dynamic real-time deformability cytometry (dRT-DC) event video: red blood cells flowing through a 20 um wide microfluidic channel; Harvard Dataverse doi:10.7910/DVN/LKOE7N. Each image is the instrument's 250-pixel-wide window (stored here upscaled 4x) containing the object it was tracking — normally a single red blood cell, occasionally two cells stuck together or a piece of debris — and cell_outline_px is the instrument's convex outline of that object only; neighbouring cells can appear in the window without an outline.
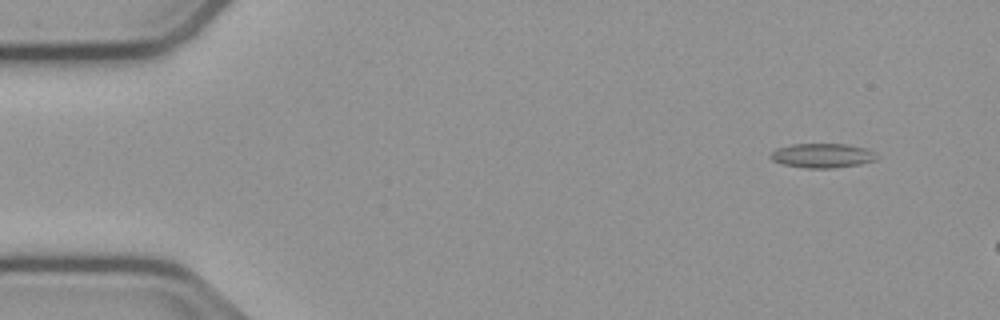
{"species": "common noctule bat (a hibernating species)", "species_latin": "Nyctalus noctula", "temperature_condition": "cold", "stored_images_in_passage": 7, "camera_frame_rate_fps": 3000, "um_per_image_px": 0.085, "animal": {"sex": "male", "body_mass_g": 23.1, "forearm_length_mm": 52.7}, "frame": {"image": 1, "passage_image": 3, "time_ms": 0.667, "image_size_px": [1000, 320], "cell_outline_px": [[880, 156], [876, 160], [860, 164], [832, 168], [808, 168], [784, 164], [772, 160], [768, 156], [776, 148], [792, 144], [848, 144], [868, 148]], "centroid_in_image_um": [69.94, 13.21], "position_along_channel_um": 15.1, "area_um2": 15.2}}